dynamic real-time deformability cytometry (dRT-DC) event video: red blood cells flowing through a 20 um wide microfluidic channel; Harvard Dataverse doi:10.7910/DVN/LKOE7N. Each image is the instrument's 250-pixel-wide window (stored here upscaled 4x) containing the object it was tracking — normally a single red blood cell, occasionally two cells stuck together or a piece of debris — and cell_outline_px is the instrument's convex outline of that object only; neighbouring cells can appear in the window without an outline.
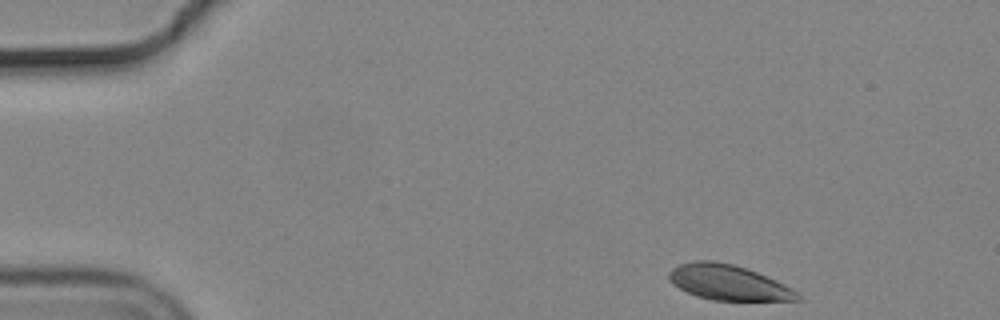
{"species": "common noctule bat (a hibernating species)", "species_latin": "Nyctalus noctula", "temperature_condition": "cold", "stored_images_in_passage": 50, "camera_frame_rate_fps": 3000, "um_per_image_px": 0.085, "animal": {"sex": "male", "body_mass_g": 19.2, "forearm_length_mm": 51.8}, "frame": {"image": 1, "passage_image": 1, "time_ms": 0.0, "image_size_px": [1000, 320], "cell_outline_px": [[804, 300], [712, 300], [696, 296], [672, 284], [668, 280], [668, 272], [672, 268], [680, 264], [696, 260], [712, 260], [732, 264], [756, 272], [776, 280], [792, 288]], "centroid_in_image_um": [61.87, 24.01], "position_along_channel_um": 23.1, "area_um2": 26.24}}
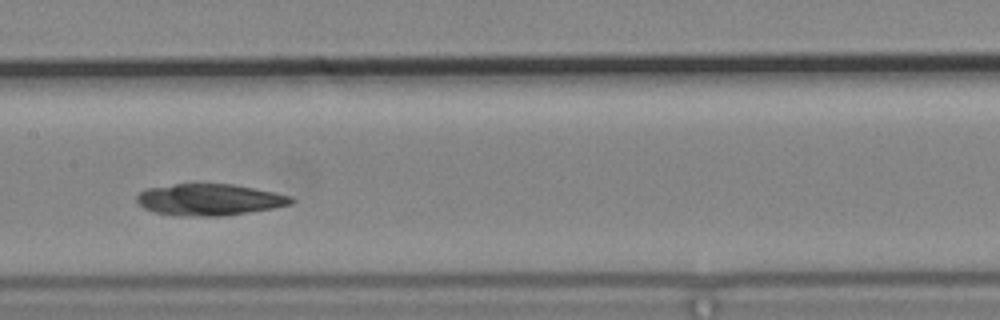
{"frame": {"image": 2, "passage_image": 22, "time_ms": 7.0, "image_size_px": [1000, 320], "cell_outline_px": [[296, 200], [292, 204], [272, 208], [220, 216], [176, 216], [152, 212], [144, 208], [136, 200], [136, 196], [144, 188], [176, 184], [232, 184], [256, 188], [292, 196]], "centroid_in_image_um": [17.78, 16.97], "position_along_channel_um": 189.6, "area_um2": 28.5}}
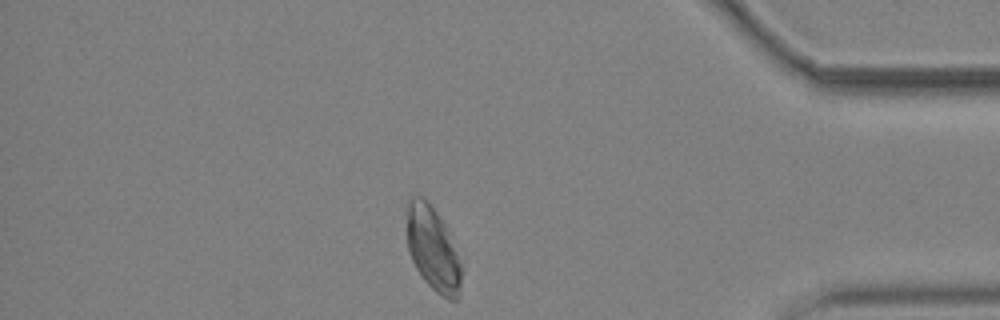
{"frame": {"image": 3, "passage_image": 42, "time_ms": 13.667, "image_size_px": [1000, 320], "cell_outline_px": [[460, 296], [456, 300], [448, 300], [436, 292], [424, 280], [416, 268], [408, 252], [404, 204], [412, 192], [424, 196], [436, 212], [444, 224], [448, 232], [460, 264]], "centroid_in_image_um": [36.7, 21.05], "position_along_channel_um": 398.5, "area_um2": 27.22}}